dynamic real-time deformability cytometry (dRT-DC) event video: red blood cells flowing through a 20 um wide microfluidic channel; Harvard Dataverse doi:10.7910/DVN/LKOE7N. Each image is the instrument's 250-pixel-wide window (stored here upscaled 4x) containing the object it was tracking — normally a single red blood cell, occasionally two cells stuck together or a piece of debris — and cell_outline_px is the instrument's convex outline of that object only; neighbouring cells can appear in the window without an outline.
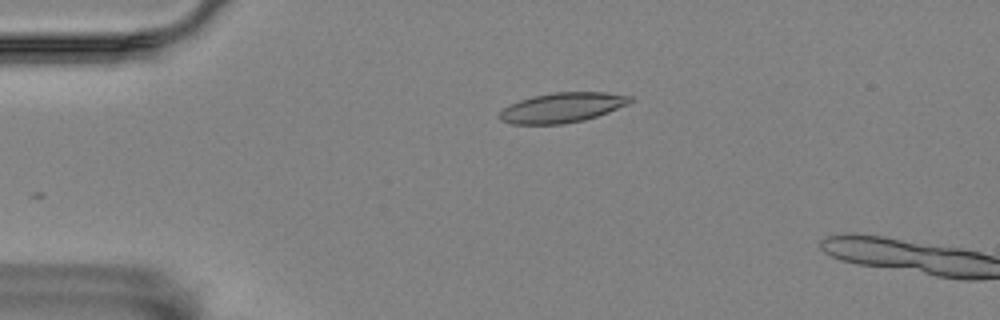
{"species": "Egyptian fruit bat (a non-hibernating species)", "species_latin": "Rousettus aegyptiacus", "temperature_condition": "room temperature", "stored_images_in_passage": 4, "camera_frame_rate_fps": 3000, "um_per_image_px": 0.085, "animal": {"sex": "female"}, "frame": {"image": 1, "passage_image": 1, "time_ms": 0.0, "image_size_px": [1000, 320], "cell_outline_px": [[632, 100], [628, 104], [608, 112], [584, 120], [564, 124], [512, 124], [500, 120], [496, 116], [504, 108], [520, 100], [532, 96], [552, 92], [604, 92], [632, 96]], "centroid_in_image_um": [47.77, 9.15], "position_along_channel_um": 37.2, "area_um2": 22.72}}